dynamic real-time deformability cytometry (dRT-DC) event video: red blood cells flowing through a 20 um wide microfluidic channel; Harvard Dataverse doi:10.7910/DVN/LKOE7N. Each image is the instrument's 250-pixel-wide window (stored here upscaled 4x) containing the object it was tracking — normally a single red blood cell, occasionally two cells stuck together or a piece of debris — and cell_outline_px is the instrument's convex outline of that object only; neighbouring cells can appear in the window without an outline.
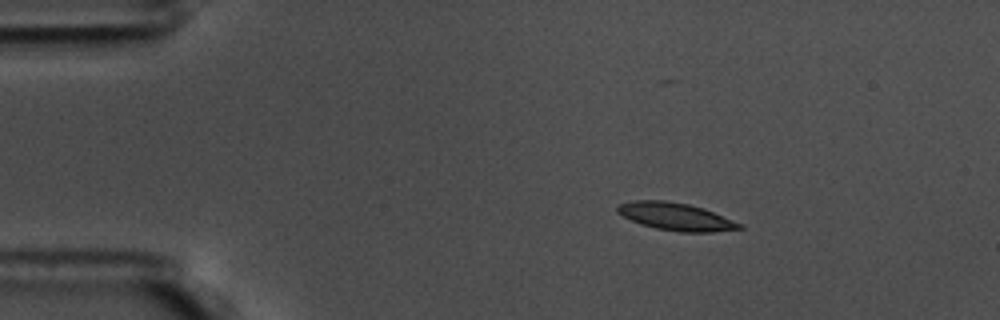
{"species": "common noctule bat (a hibernating species)", "species_latin": "Nyctalus noctula", "temperature_condition": "warm", "stored_images_in_passage": 58, "camera_frame_rate_fps": 3000, "um_per_image_px": 0.085, "animal": {"sex": "male", "body_mass_g": 17.5, "forearm_length_mm": 52.3}, "frame": {"image": 1, "passage_image": 10, "time_ms": 3.0, "image_size_px": [1000, 320], "cell_outline_px": [[744, 228], [712, 232], [680, 232], [656, 228], [640, 224], [616, 212], [616, 208], [620, 204], [636, 200], [664, 200], [688, 204], [704, 208], [740, 224]], "centroid_in_image_um": [57.41, 18.41], "position_along_channel_um": 27.6, "area_um2": 19.31}}
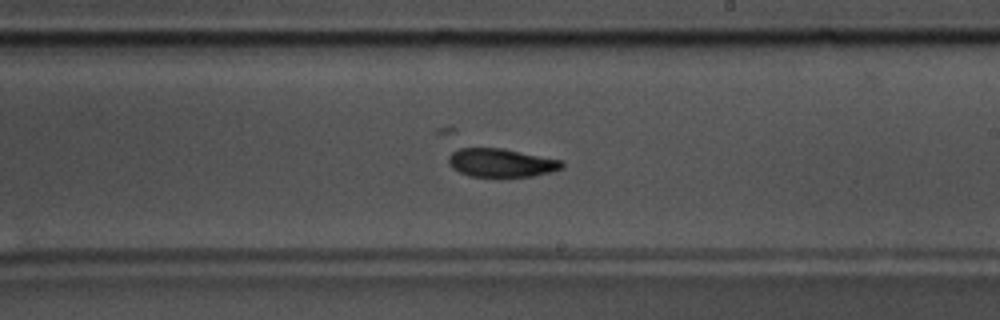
{"frame": {"image": 2, "passage_image": 34, "time_ms": 11.0, "image_size_px": [1000, 320], "cell_outline_px": [[564, 168], [552, 172], [532, 176], [468, 176], [452, 168], [448, 164], [448, 156], [452, 152], [460, 148], [504, 148], [564, 160]], "centroid_in_image_um": [42.64, 13.82], "position_along_channel_um": 246.4, "area_um2": 19.02}}
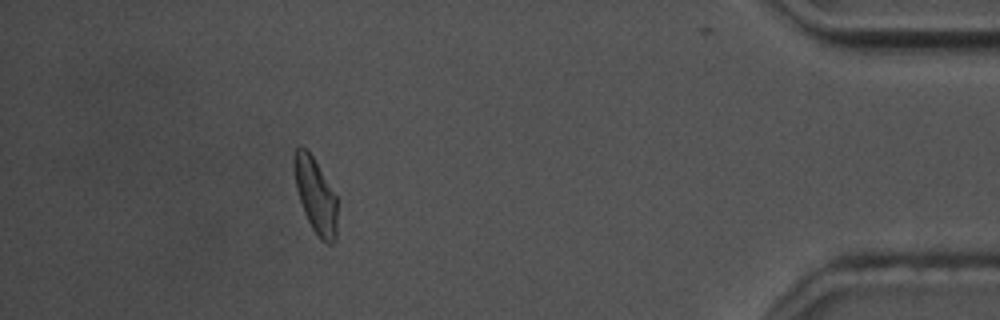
{"frame": {"image": 3, "passage_image": 52, "time_ms": 17.0, "image_size_px": [1000, 320], "cell_outline_px": [[336, 240], [332, 244], [328, 244], [320, 240], [312, 228], [304, 212], [296, 188], [292, 168], [292, 156], [296, 148], [300, 144], [308, 148], [336, 196]], "centroid_in_image_um": [26.78, 16.56], "position_along_channel_um": 408.4, "area_um2": 19.13}, "authors_computed_cell_mechanics": {"area_um2": 19.2185, "velocity_mm_per_s": 3.5699, "shape_relaxation_time_tau1_ms": 3.1319, "shape_relaxation_time_tau2_ms": 4.238, "deformation_change_tau1": 0.124, "deformation_change_tau2": 0.0945}}